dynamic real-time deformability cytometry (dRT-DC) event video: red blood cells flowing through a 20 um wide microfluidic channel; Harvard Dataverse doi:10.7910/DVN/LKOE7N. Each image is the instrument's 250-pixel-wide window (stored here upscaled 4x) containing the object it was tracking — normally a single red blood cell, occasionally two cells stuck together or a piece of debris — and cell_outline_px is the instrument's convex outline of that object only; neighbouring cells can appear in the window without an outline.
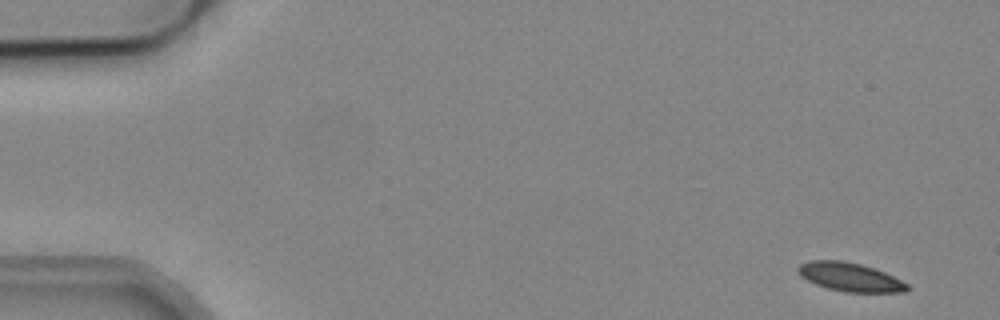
{"species": "common noctule bat (a hibernating species)", "species_latin": "Nyctalus noctula", "temperature_condition": "cold", "stored_images_in_passage": 52, "camera_frame_rate_fps": 3000, "um_per_image_px": 0.085, "animal": {"sex": "male", "body_mass_g": 19.2, "forearm_length_mm": 51.8}, "frame": {"image": 1, "passage_image": 2, "time_ms": 0.333, "image_size_px": [1000, 320], "cell_outline_px": [[912, 288], [904, 292], [844, 292], [828, 288], [816, 284], [800, 276], [796, 272], [796, 268], [800, 264], [808, 260], [844, 260], [860, 264], [884, 272], [908, 284]], "centroid_in_image_um": [72.22, 23.54], "position_along_channel_um": 12.8, "area_um2": 18.26}}
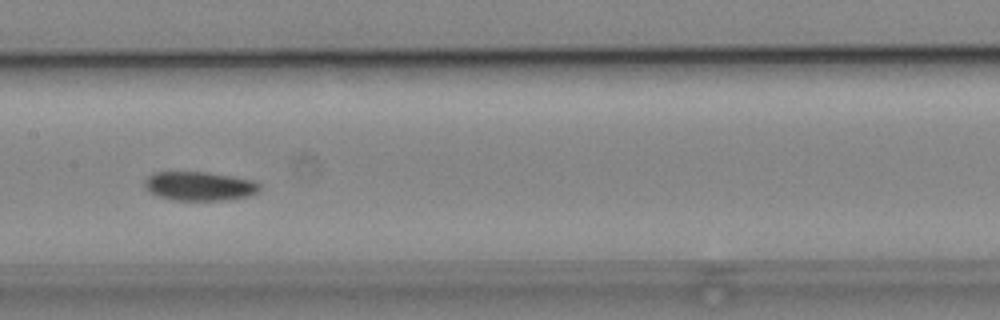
{"frame": {"image": 2, "passage_image": 26, "time_ms": 8.333, "image_size_px": [1000, 320], "cell_outline_px": [[260, 188], [256, 192], [248, 196], [228, 200], [172, 200], [148, 192], [144, 184], [144, 180], [152, 172], [208, 172], [252, 180], [260, 184]], "centroid_in_image_um": [16.92, 15.82], "position_along_channel_um": 190.5, "area_um2": 19.42}}
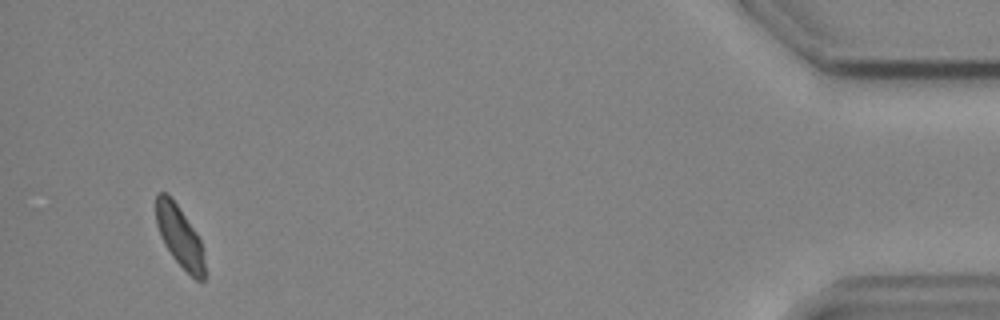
{"frame": {"image": 3, "passage_image": 50, "time_ms": 16.333, "image_size_px": [1000, 320], "cell_outline_px": [[204, 280], [196, 280], [172, 256], [164, 244], [160, 236], [156, 224], [156, 192], [168, 192], [196, 232], [200, 240], [204, 260]], "centroid_in_image_um": [15.24, 20.04], "position_along_channel_um": 420.0, "area_um2": 17.11}, "authors_computed_cell_mechanics": {"area_um2": 18.9295, "velocity_mm_per_s": 3.8407, "shape_relaxation_time_tau1_ms": 6.6198, "shape_relaxation_time_tau2_ms": null, "deformation_change_tau1": 0.0798, "deformation_change_tau2": null}}